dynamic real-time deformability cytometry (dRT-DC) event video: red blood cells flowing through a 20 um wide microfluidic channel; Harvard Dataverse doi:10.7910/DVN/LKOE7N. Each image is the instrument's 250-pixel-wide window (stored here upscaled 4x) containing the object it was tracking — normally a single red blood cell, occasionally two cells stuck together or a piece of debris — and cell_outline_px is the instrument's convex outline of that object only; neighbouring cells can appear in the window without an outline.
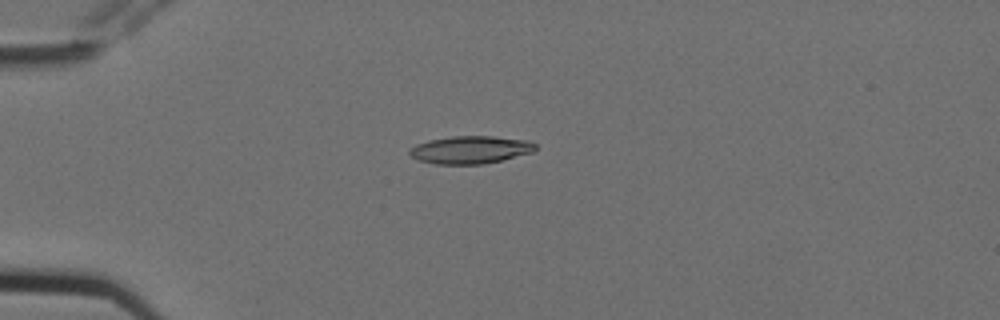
{"species": "Egyptian fruit bat (a non-hibernating species)", "species_latin": "Rousettus aegyptiacus", "temperature_condition": "cold", "stored_images_in_passage": 12, "camera_frame_rate_fps": 3000, "um_per_image_px": 0.085, "animal": {"sex": "female"}, "frame": {"image": 1, "passage_image": 1, "time_ms": 0.0, "image_size_px": [1000, 320], "cell_outline_px": [[536, 148], [532, 152], [484, 164], [436, 164], [416, 160], [408, 152], [416, 144], [428, 140], [452, 136], [492, 136], [528, 140], [536, 144]], "centroid_in_image_um": [39.96, 12.73], "position_along_channel_um": 45.0, "area_um2": 20.23}}
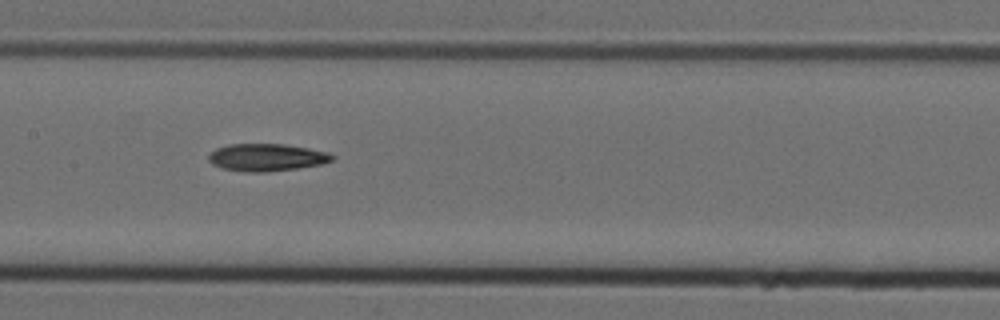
{"frame": {"image": 2, "passage_image": 5, "time_ms": 1.333, "image_size_px": [1000, 320], "cell_outline_px": [[336, 156], [332, 160], [320, 164], [296, 168], [268, 172], [244, 172], [220, 168], [212, 164], [208, 160], [208, 156], [216, 148], [228, 144], [284, 144], [308, 148], [328, 152]], "centroid_in_image_um": [22.64, 13.38], "position_along_channel_um": 184.8, "area_um2": 19.77}}
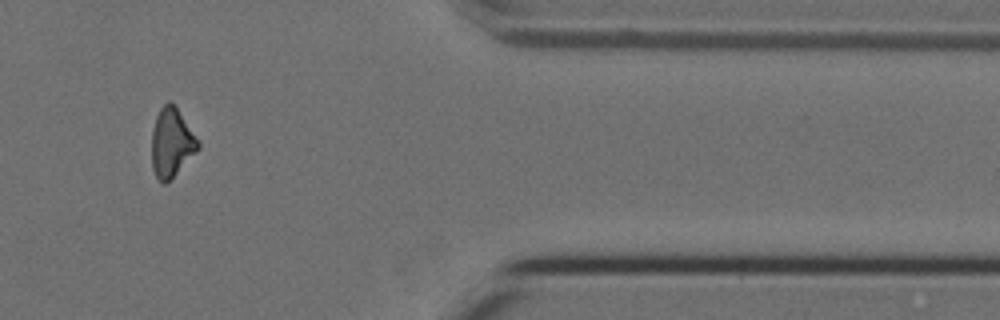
{"frame": {"image": 3, "passage_image": 10, "time_ms": 3.0, "image_size_px": [1000, 320], "cell_outline_px": [[200, 148], [164, 184], [156, 176], [152, 168], [152, 132], [156, 116], [160, 108], [168, 100], [172, 100], [176, 104], [200, 144]], "centroid_in_image_um": [14.57, 12.05], "position_along_channel_um": 396.8, "area_um2": 18.38}}